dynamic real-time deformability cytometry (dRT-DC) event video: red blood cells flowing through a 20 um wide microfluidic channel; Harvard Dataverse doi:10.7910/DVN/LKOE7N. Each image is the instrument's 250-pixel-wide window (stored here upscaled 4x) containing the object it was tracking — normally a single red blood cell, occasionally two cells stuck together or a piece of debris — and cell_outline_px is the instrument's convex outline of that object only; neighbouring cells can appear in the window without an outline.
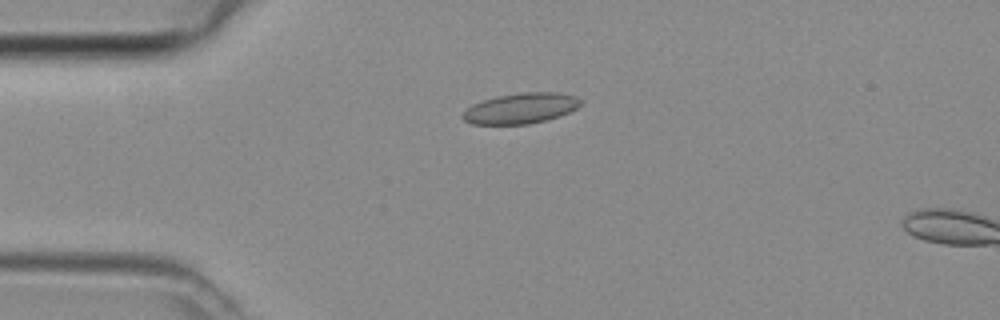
{"species": "common noctule bat (a hibernating species)", "species_latin": "Nyctalus noctula", "temperature_condition": "room temperature", "stored_images_in_passage": 13, "camera_frame_rate_fps": 3000, "um_per_image_px": 0.085, "animal": {"sex": "female", "body_mass_g": 29.2, "forearm_length_mm": 56.3}, "frame": {"image": 1, "passage_image": 11, "time_ms": 3.333, "image_size_px": [1000, 320], "cell_outline_px": [[580, 104], [576, 108], [568, 112], [544, 120], [528, 124], [472, 124], [464, 120], [460, 116], [472, 104], [496, 96], [524, 92], [556, 92], [576, 96], [580, 100]], "centroid_in_image_um": [44.23, 9.2], "position_along_channel_um": 40.8, "area_um2": 20.69}}